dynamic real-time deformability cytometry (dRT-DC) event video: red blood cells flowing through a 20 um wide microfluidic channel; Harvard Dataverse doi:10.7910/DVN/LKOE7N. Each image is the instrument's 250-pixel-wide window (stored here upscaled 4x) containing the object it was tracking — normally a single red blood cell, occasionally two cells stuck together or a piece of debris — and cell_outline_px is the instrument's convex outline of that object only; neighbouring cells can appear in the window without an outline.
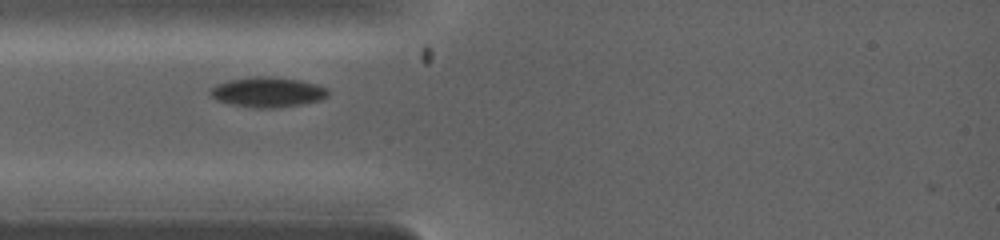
{"species": "common noctule bat (a hibernating species)", "species_latin": "Nyctalus noctula", "temperature_condition": "warm", "stored_images_in_passage": 26, "camera_frame_rate_fps": 5000, "um_per_image_px": 0.085, "animal": {"sex": "female", "body_mass_g": 19.0, "forearm_length_mm": 53.3}, "frame": {"image": 1, "passage_image": 1, "time_ms": 0.0, "image_size_px": [1000, 240], "cell_outline_px": [[328, 96], [320, 100], [300, 104], [276, 108], [256, 108], [232, 104], [220, 100], [212, 96], [208, 92], [216, 84], [228, 80], [252, 76], [268, 76], [300, 80], [316, 84], [328, 88]], "centroid_in_image_um": [22.77, 7.82], "position_along_channel_um": 62.2, "area_um2": 20.52}}
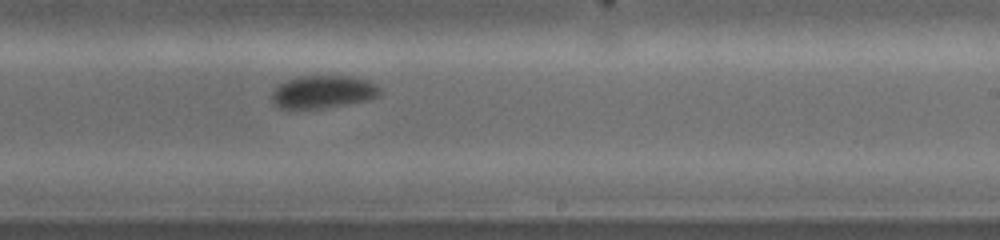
{"frame": {"image": 2, "passage_image": 13, "time_ms": 3.6, "image_size_px": [1000, 240], "cell_outline_px": [[380, 92], [376, 96], [364, 100], [320, 108], [292, 112], [280, 108], [272, 100], [272, 92], [280, 84], [288, 80], [300, 76], [344, 76], [364, 80], [380, 88]], "centroid_in_image_um": [27.33, 7.84], "position_along_channel_um": 261.7, "area_um2": 20.35}}
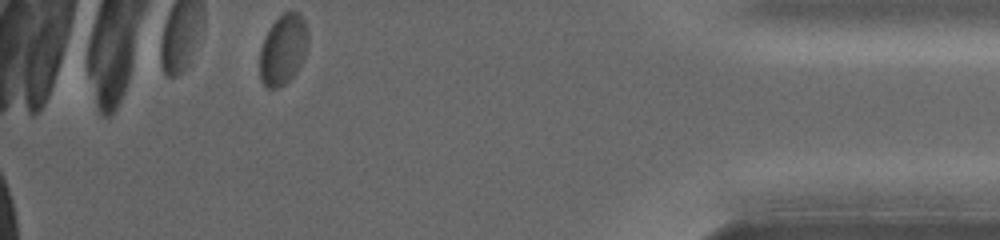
{"frame": {"image": 3, "passage_image": 26, "time_ms": 7.2, "image_size_px": [1000, 240], "cell_outline_px": [[308, 48], [304, 60], [296, 72], [284, 84], [276, 88], [268, 88], [260, 80], [260, 48], [268, 28], [284, 12], [300, 12], [304, 20], [308, 32]], "centroid_in_image_um": [24.08, 4.2], "position_along_channel_um": 411.1, "area_um2": 19.94}}